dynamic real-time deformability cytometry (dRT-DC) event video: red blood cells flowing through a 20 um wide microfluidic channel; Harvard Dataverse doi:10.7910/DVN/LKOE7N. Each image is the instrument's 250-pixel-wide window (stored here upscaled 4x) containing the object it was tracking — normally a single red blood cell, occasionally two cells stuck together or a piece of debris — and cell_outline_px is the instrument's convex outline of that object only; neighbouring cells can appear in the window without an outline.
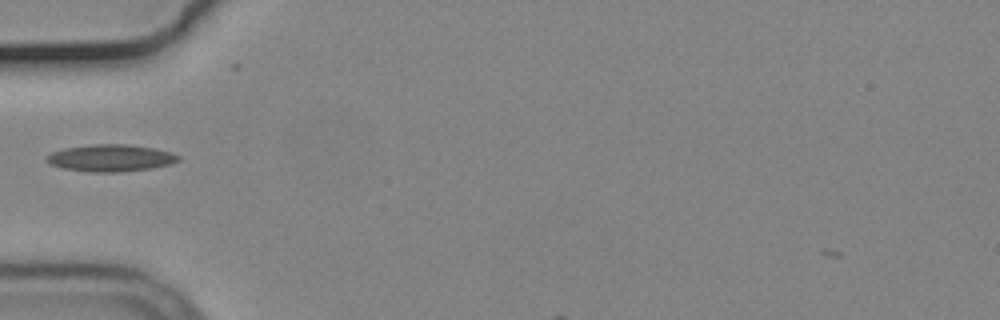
{"species": "common noctule bat (a hibernating species)", "species_latin": "Nyctalus noctula", "temperature_condition": "cold", "stored_images_in_passage": 4, "camera_frame_rate_fps": 3000, "um_per_image_px": 0.085, "animal": {"sex": "male", "body_mass_g": 19.2, "forearm_length_mm": 51.8}, "frame": {"image": 1, "passage_image": 2, "time_ms": 0.333, "image_size_px": [1000, 320], "cell_outline_px": [[180, 160], [172, 164], [152, 168], [120, 172], [88, 172], [64, 168], [48, 164], [44, 160], [52, 152], [64, 148], [92, 144], [124, 144], [152, 148], [172, 152], [180, 156]], "centroid_in_image_um": [9.41, 13.43], "position_along_channel_um": 75.6, "area_um2": 20.81}}